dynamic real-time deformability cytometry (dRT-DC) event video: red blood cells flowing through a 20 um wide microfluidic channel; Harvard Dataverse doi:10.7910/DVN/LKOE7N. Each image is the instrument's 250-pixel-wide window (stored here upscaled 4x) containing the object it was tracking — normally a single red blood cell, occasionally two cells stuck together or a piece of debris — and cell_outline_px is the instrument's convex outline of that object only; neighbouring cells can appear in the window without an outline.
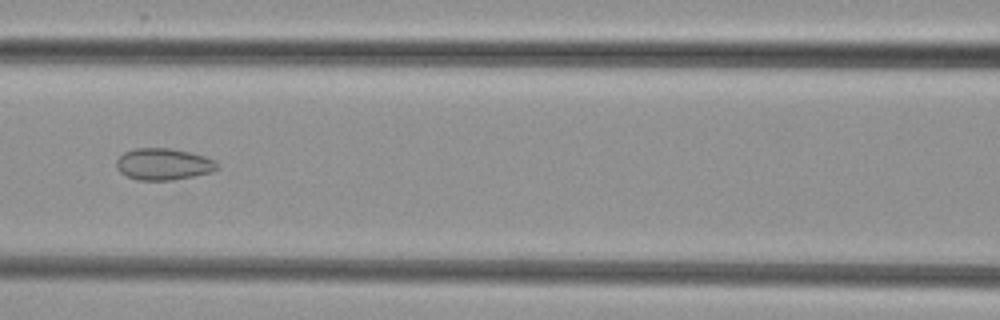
{"species": "common noctule bat (a hibernating species)", "species_latin": "Nyctalus noctula", "temperature_condition": "cold", "stored_images_in_passage": 7, "camera_frame_rate_fps": 3000, "um_per_image_px": 0.085, "animal": {"sex": "female", "body_mass_g": 29.2, "forearm_length_mm": 56.3}, "frame": {"image": 1, "passage_image": 7, "time_ms": 6.667, "image_size_px": [1000, 320], "cell_outline_px": [[216, 168], [212, 172], [172, 180], [140, 180], [128, 176], [120, 172], [116, 168], [116, 160], [124, 152], [132, 148], [172, 148], [204, 156], [216, 160]], "centroid_in_image_um": [13.86, 13.94], "position_along_channel_um": 152.7, "area_um2": 18.5}}